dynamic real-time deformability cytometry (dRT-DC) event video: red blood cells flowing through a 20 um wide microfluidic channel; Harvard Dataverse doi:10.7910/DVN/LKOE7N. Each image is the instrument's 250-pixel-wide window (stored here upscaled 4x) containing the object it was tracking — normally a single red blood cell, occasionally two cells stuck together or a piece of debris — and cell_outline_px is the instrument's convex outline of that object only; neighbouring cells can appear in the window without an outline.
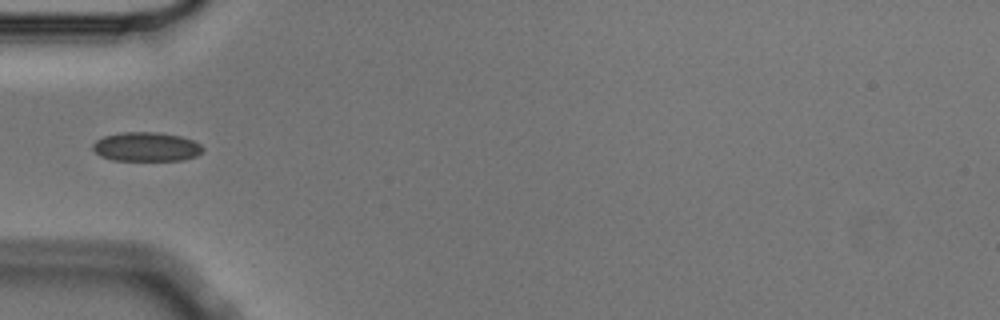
{"species": "Egyptian fruit bat (a non-hibernating species)", "species_latin": "Rousettus aegyptiacus", "temperature_condition": "cold", "stored_images_in_passage": 5, "camera_frame_rate_fps": 3000, "um_per_image_px": 0.085, "animal": {"sex": "male"}, "frame": {"image": 1, "passage_image": 5, "time_ms": 1.333, "image_size_px": [1000, 320], "cell_outline_px": [[204, 148], [196, 156], [184, 160], [112, 160], [100, 156], [92, 148], [92, 144], [96, 140], [104, 136], [120, 132], [156, 132], [180, 136], [192, 140], [200, 144]], "centroid_in_image_um": [12.41, 12.47], "position_along_channel_um": 72.6, "area_um2": 18.67}}